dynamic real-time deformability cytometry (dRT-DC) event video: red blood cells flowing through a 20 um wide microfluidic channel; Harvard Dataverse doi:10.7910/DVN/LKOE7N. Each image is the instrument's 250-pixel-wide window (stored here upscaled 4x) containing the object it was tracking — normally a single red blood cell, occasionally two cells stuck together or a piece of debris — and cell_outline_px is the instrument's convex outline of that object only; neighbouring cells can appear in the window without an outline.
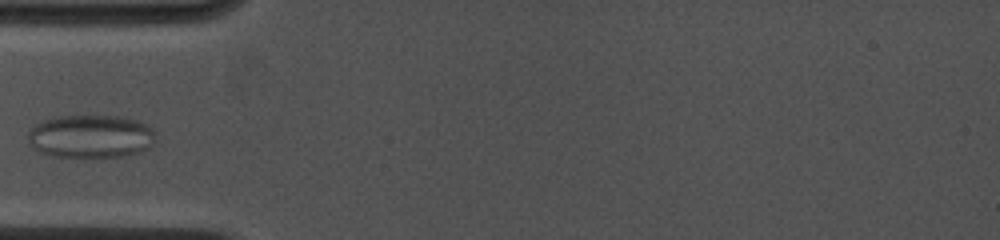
{"species": "common noctule bat (a hibernating species)", "species_latin": "Nyctalus noctula", "temperature_condition": "cold", "stored_images_in_passage": 11, "camera_frame_rate_fps": 4500, "um_per_image_px": 0.085, "animal": {"sex": "female", "body_mass_g": 19.0, "forearm_length_mm": 53.3}, "frame": {"image": 1, "passage_image": 7, "time_ms": 4.222, "image_size_px": [1000, 240], "cell_outline_px": [[156, 140], [148, 148], [140, 152], [124, 156], [52, 156], [40, 152], [32, 148], [28, 144], [28, 132], [36, 124], [44, 120], [60, 116], [124, 116], [148, 124], [156, 132]], "centroid_in_image_um": [7.74, 11.58], "position_along_channel_um": 77.3, "area_um2": 32.25}}